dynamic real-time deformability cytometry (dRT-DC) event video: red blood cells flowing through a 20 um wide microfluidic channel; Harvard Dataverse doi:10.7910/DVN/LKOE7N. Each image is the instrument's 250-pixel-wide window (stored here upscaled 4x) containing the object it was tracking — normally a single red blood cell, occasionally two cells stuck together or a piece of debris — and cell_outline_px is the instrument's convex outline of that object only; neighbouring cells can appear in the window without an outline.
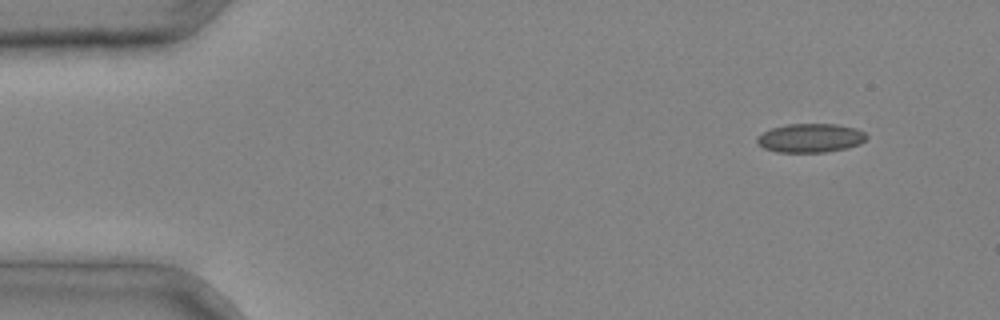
{"species": "common noctule bat (a hibernating species)", "species_latin": "Nyctalus noctula", "temperature_condition": "cold", "stored_images_in_passage": 2, "camera_frame_rate_fps": 3000, "um_per_image_px": 0.085, "animal": {"sex": "male", "body_mass_g": 20.4}, "frame": {"image": 1, "passage_image": 2, "time_ms": 0.333, "image_size_px": [1000, 320], "cell_outline_px": [[868, 136], [860, 144], [848, 148], [828, 152], [776, 152], [764, 148], [756, 140], [756, 136], [772, 128], [788, 124], [836, 124], [856, 128], [864, 132]], "centroid_in_image_um": [68.91, 11.73], "position_along_channel_um": 16.1, "area_um2": 18.44}}